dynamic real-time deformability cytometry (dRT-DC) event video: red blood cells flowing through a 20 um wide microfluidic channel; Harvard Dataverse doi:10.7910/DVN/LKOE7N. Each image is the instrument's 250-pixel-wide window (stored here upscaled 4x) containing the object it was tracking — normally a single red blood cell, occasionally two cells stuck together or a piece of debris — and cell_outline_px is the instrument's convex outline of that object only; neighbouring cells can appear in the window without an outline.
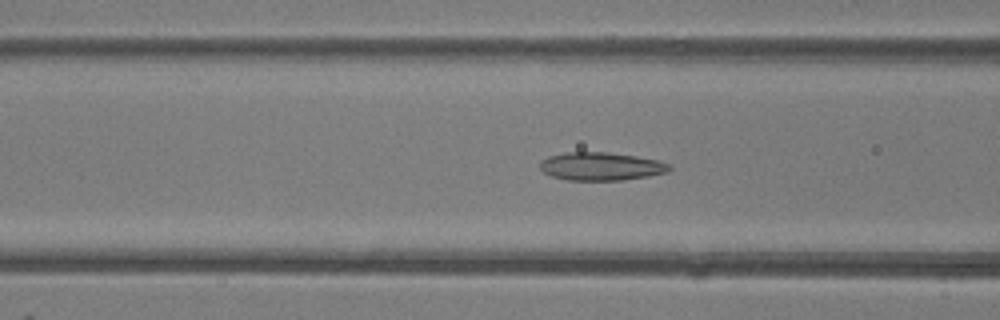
{"species": "common noctule bat (a hibernating species)", "species_latin": "Nyctalus noctula", "temperature_condition": "room temperature", "stored_images_in_passage": 49, "camera_frame_rate_fps": 3000, "um_per_image_px": 0.085, "animal": {"sex": "female"}, "frame": {"image": 1, "passage_image": 19, "time_ms": 6.0, "image_size_px": [1000, 320], "cell_outline_px": [[672, 168], [668, 172], [648, 176], [620, 180], [568, 180], [552, 176], [544, 172], [540, 168], [540, 160], [548, 156], [564, 152], [608, 152], [636, 156], [656, 160], [672, 164]], "centroid_in_image_um": [51.09, 14.13], "position_along_channel_um": 115.5, "area_um2": 21.27}}
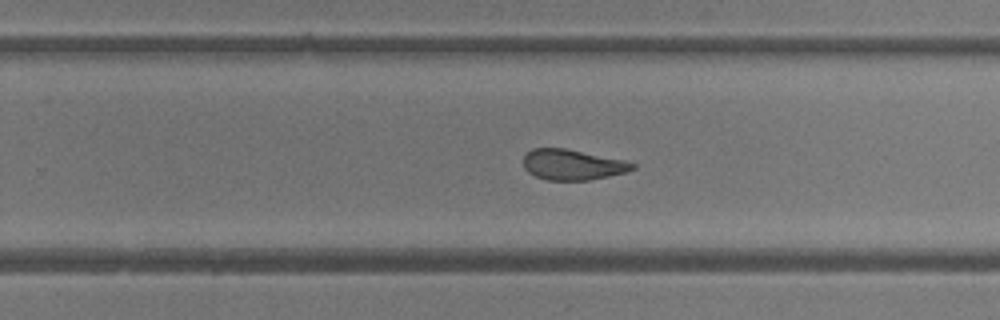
{"frame": {"image": 2, "passage_image": 31, "time_ms": 10.0, "image_size_px": [1000, 320], "cell_outline_px": [[636, 168], [624, 172], [608, 176], [588, 180], [548, 180], [536, 176], [528, 172], [524, 168], [524, 156], [532, 148], [564, 148], [624, 160], [636, 164]], "centroid_in_image_um": [48.65, 13.99], "position_along_channel_um": 281.2, "area_um2": 19.19}}
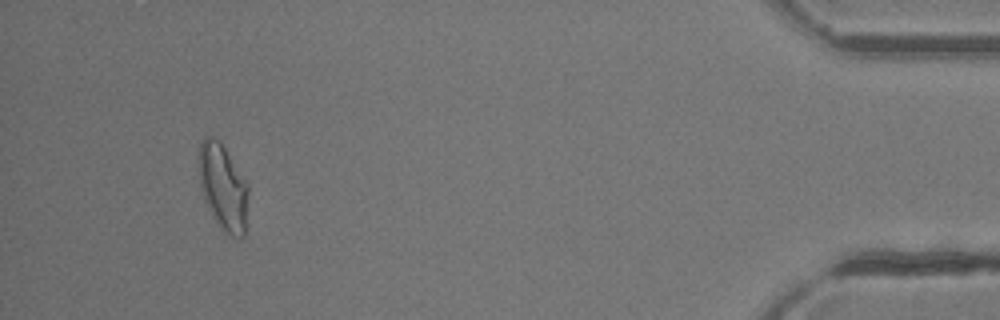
{"frame": {"image": 3, "passage_image": 46, "time_ms": 15.0, "image_size_px": [1000, 320], "cell_outline_px": [[248, 192], [244, 236], [232, 236], [224, 232], [208, 208], [204, 200], [200, 184], [200, 144], [204, 136], [212, 136], [220, 140], [248, 184]], "centroid_in_image_um": [18.97, 15.88], "position_along_channel_um": 416.2, "area_um2": 24.39}, "authors_computed_cell_mechanics": {"area_um2": 21.964, "velocity_mm_per_s": 4.1465, "shape_relaxation_time_tau1_ms": 8.3616, "shape_relaxation_time_tau2_ms": 2.2707, "deformation_change_tau1": 0.2128, "deformation_change_tau2": 0.0876}}